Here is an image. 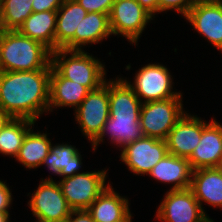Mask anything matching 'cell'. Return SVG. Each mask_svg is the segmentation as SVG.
I'll list each match as a JSON object with an SVG mask.
<instances>
[{
	"label": "cell",
	"instance_id": "cell-1",
	"mask_svg": "<svg viewBox=\"0 0 222 222\" xmlns=\"http://www.w3.org/2000/svg\"><path fill=\"white\" fill-rule=\"evenodd\" d=\"M51 69L2 71L0 73V108L11 118L36 122L49 111Z\"/></svg>",
	"mask_w": 222,
	"mask_h": 222
},
{
	"label": "cell",
	"instance_id": "cell-2",
	"mask_svg": "<svg viewBox=\"0 0 222 222\" xmlns=\"http://www.w3.org/2000/svg\"><path fill=\"white\" fill-rule=\"evenodd\" d=\"M51 52L43 43L23 36L17 30L0 32L2 71L52 69Z\"/></svg>",
	"mask_w": 222,
	"mask_h": 222
},
{
	"label": "cell",
	"instance_id": "cell-3",
	"mask_svg": "<svg viewBox=\"0 0 222 222\" xmlns=\"http://www.w3.org/2000/svg\"><path fill=\"white\" fill-rule=\"evenodd\" d=\"M51 65L62 77L79 83L90 91L99 88L106 81L104 65L84 50L52 51Z\"/></svg>",
	"mask_w": 222,
	"mask_h": 222
},
{
	"label": "cell",
	"instance_id": "cell-4",
	"mask_svg": "<svg viewBox=\"0 0 222 222\" xmlns=\"http://www.w3.org/2000/svg\"><path fill=\"white\" fill-rule=\"evenodd\" d=\"M182 98L142 103L140 125L145 136L166 140L170 130L184 115Z\"/></svg>",
	"mask_w": 222,
	"mask_h": 222
},
{
	"label": "cell",
	"instance_id": "cell-5",
	"mask_svg": "<svg viewBox=\"0 0 222 222\" xmlns=\"http://www.w3.org/2000/svg\"><path fill=\"white\" fill-rule=\"evenodd\" d=\"M107 170L82 172L58 181L63 196L72 210H87L108 186Z\"/></svg>",
	"mask_w": 222,
	"mask_h": 222
},
{
	"label": "cell",
	"instance_id": "cell-6",
	"mask_svg": "<svg viewBox=\"0 0 222 222\" xmlns=\"http://www.w3.org/2000/svg\"><path fill=\"white\" fill-rule=\"evenodd\" d=\"M162 64H148L135 74L134 83L125 81L143 103L170 98H182L181 92H173V78ZM142 98V99H141Z\"/></svg>",
	"mask_w": 222,
	"mask_h": 222
},
{
	"label": "cell",
	"instance_id": "cell-7",
	"mask_svg": "<svg viewBox=\"0 0 222 222\" xmlns=\"http://www.w3.org/2000/svg\"><path fill=\"white\" fill-rule=\"evenodd\" d=\"M37 222H65L72 209L63 196L62 189L53 178L41 180L28 202Z\"/></svg>",
	"mask_w": 222,
	"mask_h": 222
},
{
	"label": "cell",
	"instance_id": "cell-8",
	"mask_svg": "<svg viewBox=\"0 0 222 222\" xmlns=\"http://www.w3.org/2000/svg\"><path fill=\"white\" fill-rule=\"evenodd\" d=\"M75 118L81 132L92 143L109 118V81L88 93L75 109Z\"/></svg>",
	"mask_w": 222,
	"mask_h": 222
},
{
	"label": "cell",
	"instance_id": "cell-9",
	"mask_svg": "<svg viewBox=\"0 0 222 222\" xmlns=\"http://www.w3.org/2000/svg\"><path fill=\"white\" fill-rule=\"evenodd\" d=\"M190 188L167 191L160 203L156 219L161 222H210Z\"/></svg>",
	"mask_w": 222,
	"mask_h": 222
},
{
	"label": "cell",
	"instance_id": "cell-10",
	"mask_svg": "<svg viewBox=\"0 0 222 222\" xmlns=\"http://www.w3.org/2000/svg\"><path fill=\"white\" fill-rule=\"evenodd\" d=\"M150 20L153 16L136 0H115L109 14L111 33L122 35L135 45Z\"/></svg>",
	"mask_w": 222,
	"mask_h": 222
},
{
	"label": "cell",
	"instance_id": "cell-11",
	"mask_svg": "<svg viewBox=\"0 0 222 222\" xmlns=\"http://www.w3.org/2000/svg\"><path fill=\"white\" fill-rule=\"evenodd\" d=\"M120 159L137 175L149 174L151 169L168 154L166 140L144 136L122 148Z\"/></svg>",
	"mask_w": 222,
	"mask_h": 222
},
{
	"label": "cell",
	"instance_id": "cell-12",
	"mask_svg": "<svg viewBox=\"0 0 222 222\" xmlns=\"http://www.w3.org/2000/svg\"><path fill=\"white\" fill-rule=\"evenodd\" d=\"M184 18L222 51V1H197Z\"/></svg>",
	"mask_w": 222,
	"mask_h": 222
},
{
	"label": "cell",
	"instance_id": "cell-13",
	"mask_svg": "<svg viewBox=\"0 0 222 222\" xmlns=\"http://www.w3.org/2000/svg\"><path fill=\"white\" fill-rule=\"evenodd\" d=\"M202 131L203 120L185 112L168 134V153L188 159L199 145Z\"/></svg>",
	"mask_w": 222,
	"mask_h": 222
},
{
	"label": "cell",
	"instance_id": "cell-14",
	"mask_svg": "<svg viewBox=\"0 0 222 222\" xmlns=\"http://www.w3.org/2000/svg\"><path fill=\"white\" fill-rule=\"evenodd\" d=\"M222 157V125L218 121L205 122L199 145L188 158L193 170L218 167Z\"/></svg>",
	"mask_w": 222,
	"mask_h": 222
},
{
	"label": "cell",
	"instance_id": "cell-15",
	"mask_svg": "<svg viewBox=\"0 0 222 222\" xmlns=\"http://www.w3.org/2000/svg\"><path fill=\"white\" fill-rule=\"evenodd\" d=\"M56 12L55 50H75V33L88 12L76 0H64Z\"/></svg>",
	"mask_w": 222,
	"mask_h": 222
},
{
	"label": "cell",
	"instance_id": "cell-16",
	"mask_svg": "<svg viewBox=\"0 0 222 222\" xmlns=\"http://www.w3.org/2000/svg\"><path fill=\"white\" fill-rule=\"evenodd\" d=\"M108 184L87 211L95 222H132L128 198L120 196Z\"/></svg>",
	"mask_w": 222,
	"mask_h": 222
},
{
	"label": "cell",
	"instance_id": "cell-17",
	"mask_svg": "<svg viewBox=\"0 0 222 222\" xmlns=\"http://www.w3.org/2000/svg\"><path fill=\"white\" fill-rule=\"evenodd\" d=\"M140 116H109L101 133L92 142L95 151L97 145L103 142L104 136L109 134L111 142L121 149L134 141L143 138L145 135L140 125Z\"/></svg>",
	"mask_w": 222,
	"mask_h": 222
},
{
	"label": "cell",
	"instance_id": "cell-18",
	"mask_svg": "<svg viewBox=\"0 0 222 222\" xmlns=\"http://www.w3.org/2000/svg\"><path fill=\"white\" fill-rule=\"evenodd\" d=\"M193 169L187 158L167 154L149 172L157 181L171 183L170 190L190 188Z\"/></svg>",
	"mask_w": 222,
	"mask_h": 222
},
{
	"label": "cell",
	"instance_id": "cell-19",
	"mask_svg": "<svg viewBox=\"0 0 222 222\" xmlns=\"http://www.w3.org/2000/svg\"><path fill=\"white\" fill-rule=\"evenodd\" d=\"M190 189L201 207L206 202L222 208V173L217 167L193 170Z\"/></svg>",
	"mask_w": 222,
	"mask_h": 222
},
{
	"label": "cell",
	"instance_id": "cell-20",
	"mask_svg": "<svg viewBox=\"0 0 222 222\" xmlns=\"http://www.w3.org/2000/svg\"><path fill=\"white\" fill-rule=\"evenodd\" d=\"M90 90L76 82L62 77L53 67L50 74L49 110L54 107H75L86 98ZM53 106V107H52Z\"/></svg>",
	"mask_w": 222,
	"mask_h": 222
},
{
	"label": "cell",
	"instance_id": "cell-21",
	"mask_svg": "<svg viewBox=\"0 0 222 222\" xmlns=\"http://www.w3.org/2000/svg\"><path fill=\"white\" fill-rule=\"evenodd\" d=\"M56 11L33 12L17 30L55 51Z\"/></svg>",
	"mask_w": 222,
	"mask_h": 222
},
{
	"label": "cell",
	"instance_id": "cell-22",
	"mask_svg": "<svg viewBox=\"0 0 222 222\" xmlns=\"http://www.w3.org/2000/svg\"><path fill=\"white\" fill-rule=\"evenodd\" d=\"M109 81V116H140L143 102L123 79Z\"/></svg>",
	"mask_w": 222,
	"mask_h": 222
},
{
	"label": "cell",
	"instance_id": "cell-23",
	"mask_svg": "<svg viewBox=\"0 0 222 222\" xmlns=\"http://www.w3.org/2000/svg\"><path fill=\"white\" fill-rule=\"evenodd\" d=\"M81 154L75 146L69 144H51L48 156L44 159L42 165H46L52 173L64 178L80 174L79 169L82 166Z\"/></svg>",
	"mask_w": 222,
	"mask_h": 222
},
{
	"label": "cell",
	"instance_id": "cell-24",
	"mask_svg": "<svg viewBox=\"0 0 222 222\" xmlns=\"http://www.w3.org/2000/svg\"><path fill=\"white\" fill-rule=\"evenodd\" d=\"M112 35L109 15L89 12L79 25V33H75V50H82V46L96 44Z\"/></svg>",
	"mask_w": 222,
	"mask_h": 222
},
{
	"label": "cell",
	"instance_id": "cell-25",
	"mask_svg": "<svg viewBox=\"0 0 222 222\" xmlns=\"http://www.w3.org/2000/svg\"><path fill=\"white\" fill-rule=\"evenodd\" d=\"M46 133L30 130L15 157L17 161L28 169L42 166L44 159L48 156L51 140Z\"/></svg>",
	"mask_w": 222,
	"mask_h": 222
},
{
	"label": "cell",
	"instance_id": "cell-26",
	"mask_svg": "<svg viewBox=\"0 0 222 222\" xmlns=\"http://www.w3.org/2000/svg\"><path fill=\"white\" fill-rule=\"evenodd\" d=\"M34 124L35 121L27 118L10 117L0 129V153L15 158L26 134L32 129Z\"/></svg>",
	"mask_w": 222,
	"mask_h": 222
},
{
	"label": "cell",
	"instance_id": "cell-27",
	"mask_svg": "<svg viewBox=\"0 0 222 222\" xmlns=\"http://www.w3.org/2000/svg\"><path fill=\"white\" fill-rule=\"evenodd\" d=\"M32 2L33 0H1V30H18L33 13Z\"/></svg>",
	"mask_w": 222,
	"mask_h": 222
},
{
	"label": "cell",
	"instance_id": "cell-28",
	"mask_svg": "<svg viewBox=\"0 0 222 222\" xmlns=\"http://www.w3.org/2000/svg\"><path fill=\"white\" fill-rule=\"evenodd\" d=\"M194 3V0H158V13L175 10L185 17Z\"/></svg>",
	"mask_w": 222,
	"mask_h": 222
},
{
	"label": "cell",
	"instance_id": "cell-29",
	"mask_svg": "<svg viewBox=\"0 0 222 222\" xmlns=\"http://www.w3.org/2000/svg\"><path fill=\"white\" fill-rule=\"evenodd\" d=\"M88 13L96 12L109 15L115 0H76Z\"/></svg>",
	"mask_w": 222,
	"mask_h": 222
},
{
	"label": "cell",
	"instance_id": "cell-30",
	"mask_svg": "<svg viewBox=\"0 0 222 222\" xmlns=\"http://www.w3.org/2000/svg\"><path fill=\"white\" fill-rule=\"evenodd\" d=\"M64 0H33V12L57 11Z\"/></svg>",
	"mask_w": 222,
	"mask_h": 222
},
{
	"label": "cell",
	"instance_id": "cell-31",
	"mask_svg": "<svg viewBox=\"0 0 222 222\" xmlns=\"http://www.w3.org/2000/svg\"><path fill=\"white\" fill-rule=\"evenodd\" d=\"M13 198L9 186L0 180V212H9Z\"/></svg>",
	"mask_w": 222,
	"mask_h": 222
},
{
	"label": "cell",
	"instance_id": "cell-32",
	"mask_svg": "<svg viewBox=\"0 0 222 222\" xmlns=\"http://www.w3.org/2000/svg\"><path fill=\"white\" fill-rule=\"evenodd\" d=\"M75 216V217H73ZM65 222H95L87 210H72Z\"/></svg>",
	"mask_w": 222,
	"mask_h": 222
},
{
	"label": "cell",
	"instance_id": "cell-33",
	"mask_svg": "<svg viewBox=\"0 0 222 222\" xmlns=\"http://www.w3.org/2000/svg\"><path fill=\"white\" fill-rule=\"evenodd\" d=\"M153 17L158 13V0H136Z\"/></svg>",
	"mask_w": 222,
	"mask_h": 222
},
{
	"label": "cell",
	"instance_id": "cell-34",
	"mask_svg": "<svg viewBox=\"0 0 222 222\" xmlns=\"http://www.w3.org/2000/svg\"><path fill=\"white\" fill-rule=\"evenodd\" d=\"M9 116L0 108V129L9 120Z\"/></svg>",
	"mask_w": 222,
	"mask_h": 222
},
{
	"label": "cell",
	"instance_id": "cell-35",
	"mask_svg": "<svg viewBox=\"0 0 222 222\" xmlns=\"http://www.w3.org/2000/svg\"><path fill=\"white\" fill-rule=\"evenodd\" d=\"M9 212H0V222H9Z\"/></svg>",
	"mask_w": 222,
	"mask_h": 222
},
{
	"label": "cell",
	"instance_id": "cell-36",
	"mask_svg": "<svg viewBox=\"0 0 222 222\" xmlns=\"http://www.w3.org/2000/svg\"><path fill=\"white\" fill-rule=\"evenodd\" d=\"M217 168H218V169L221 171V173H222V157H221L220 163H219V165H218Z\"/></svg>",
	"mask_w": 222,
	"mask_h": 222
},
{
	"label": "cell",
	"instance_id": "cell-37",
	"mask_svg": "<svg viewBox=\"0 0 222 222\" xmlns=\"http://www.w3.org/2000/svg\"><path fill=\"white\" fill-rule=\"evenodd\" d=\"M195 2L197 1H222V0H194Z\"/></svg>",
	"mask_w": 222,
	"mask_h": 222
}]
</instances>
